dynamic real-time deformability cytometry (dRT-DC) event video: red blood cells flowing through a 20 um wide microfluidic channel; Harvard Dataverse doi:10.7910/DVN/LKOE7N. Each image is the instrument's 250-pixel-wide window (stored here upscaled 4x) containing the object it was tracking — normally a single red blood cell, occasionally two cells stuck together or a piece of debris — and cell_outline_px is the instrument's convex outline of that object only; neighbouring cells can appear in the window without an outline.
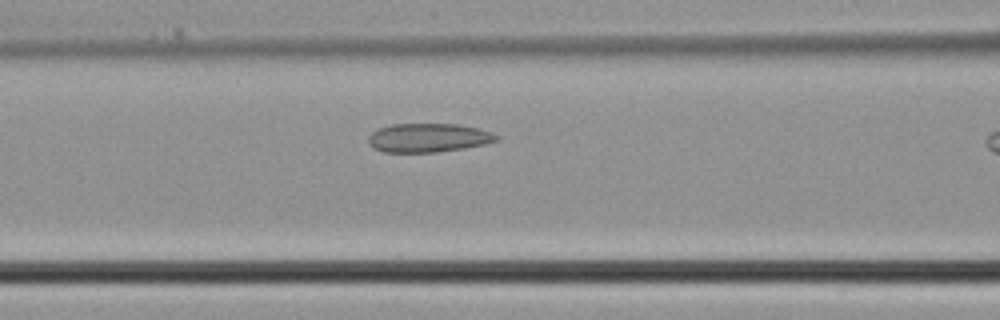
{"species": "common noctule bat (a hibernating species)", "species_latin": "Nyctalus noctula", "temperature_condition": "cold", "stored_images_in_passage": 10, "camera_frame_rate_fps": 3000, "um_per_image_px": 0.085, "animal": {"sex": "male", "body_mass_g": 21.5, "forearm_length_mm": 52.0}, "frame": {"image": 1, "passage_image": 9, "time_ms": 2.667, "image_size_px": [1000, 320], "cell_outline_px": [[500, 140], [484, 144], [464, 148], [436, 152], [384, 152], [372, 148], [368, 144], [368, 136], [372, 132], [380, 128], [392, 124], [456, 124], [480, 128], [492, 132], [500, 136]], "centroid_in_image_um": [36.42, 11.71], "position_along_channel_um": 130.2, "area_um2": 21.68}}